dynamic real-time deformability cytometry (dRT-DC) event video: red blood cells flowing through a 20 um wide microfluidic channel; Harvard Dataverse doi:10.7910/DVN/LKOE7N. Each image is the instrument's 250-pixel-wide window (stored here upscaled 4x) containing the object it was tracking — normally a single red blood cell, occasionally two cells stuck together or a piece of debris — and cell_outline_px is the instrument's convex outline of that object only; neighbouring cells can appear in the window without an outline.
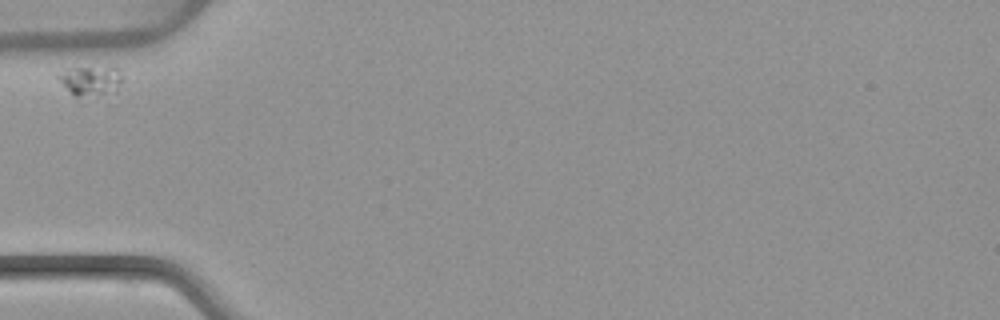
{"species": "common noctule bat (a hibernating species)", "species_latin": "Nyctalus noctula", "temperature_condition": "warm", "stored_images_in_passage": 4, "camera_frame_rate_fps": 3000, "um_per_image_px": 0.085, "animal": {"sex": "female", "body_mass_g": 22.7, "forearm_length_mm": 54.2}, "frame": {"image": 1, "passage_image": 1, "time_ms": 0.0, "image_size_px": [1000, 320], "cell_outline_px": [[124, 80], [116, 92], [84, 104], [56, 76], [68, 68], [116, 68], [120, 72]], "centroid_in_image_um": [7.78, 7.0], "position_along_channel_um": 77.2, "area_um2": 11.79}}
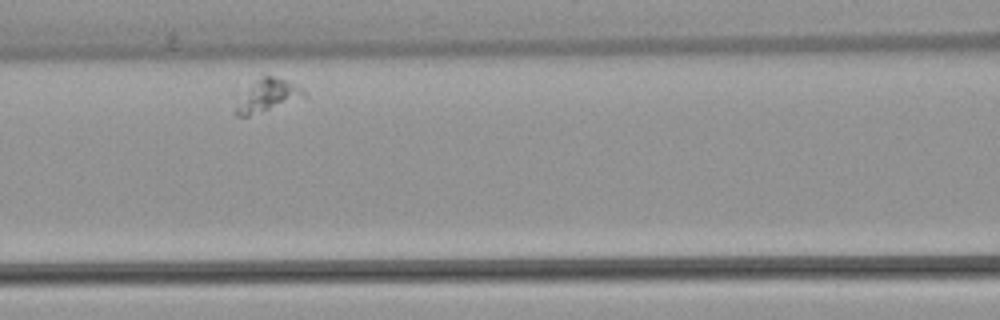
{"frame": {"image": 2, "passage_image": 3, "time_ms": 2.333, "image_size_px": [1000, 320], "cell_outline_px": [[308, 96], [248, 116], [236, 116], [232, 112], [232, 92], [264, 76], [272, 76], [284, 80], [304, 88], [308, 92]], "centroid_in_image_um": [22.52, 8.13], "position_along_channel_um": 144.1, "area_um2": 13.99}}